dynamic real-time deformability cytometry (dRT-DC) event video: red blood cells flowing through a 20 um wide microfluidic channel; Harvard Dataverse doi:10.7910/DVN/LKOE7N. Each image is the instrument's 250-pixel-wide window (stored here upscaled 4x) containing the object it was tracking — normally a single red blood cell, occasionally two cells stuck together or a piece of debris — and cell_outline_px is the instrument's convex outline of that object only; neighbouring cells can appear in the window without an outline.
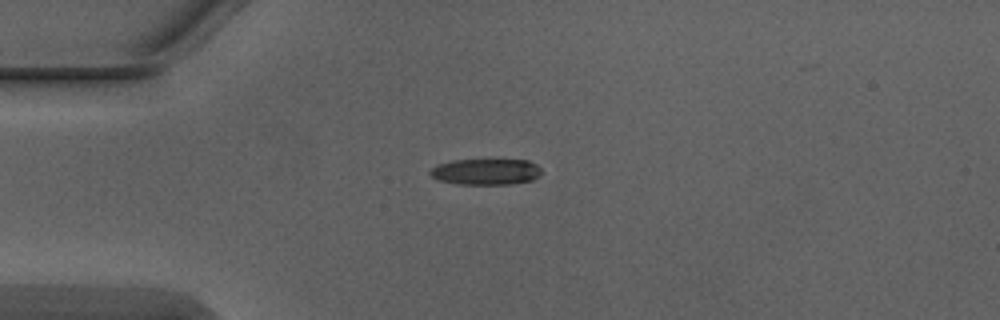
{"species": "Egyptian fruit bat (a non-hibernating species)", "species_latin": "Rousettus aegyptiacus", "temperature_condition": "warm", "stored_images_in_passage": 2, "camera_frame_rate_fps": 3000, "um_per_image_px": 0.085, "animal": {"sex": "male"}, "frame": {"image": 1, "passage_image": 1, "time_ms": 0.0, "image_size_px": [1000, 320], "cell_outline_px": [[540, 176], [532, 180], [512, 184], [456, 184], [436, 180], [428, 172], [436, 164], [452, 160], [528, 160], [536, 164], [540, 168]], "centroid_in_image_um": [41.27, 14.6], "position_along_channel_um": 43.7, "area_um2": 17.05}}